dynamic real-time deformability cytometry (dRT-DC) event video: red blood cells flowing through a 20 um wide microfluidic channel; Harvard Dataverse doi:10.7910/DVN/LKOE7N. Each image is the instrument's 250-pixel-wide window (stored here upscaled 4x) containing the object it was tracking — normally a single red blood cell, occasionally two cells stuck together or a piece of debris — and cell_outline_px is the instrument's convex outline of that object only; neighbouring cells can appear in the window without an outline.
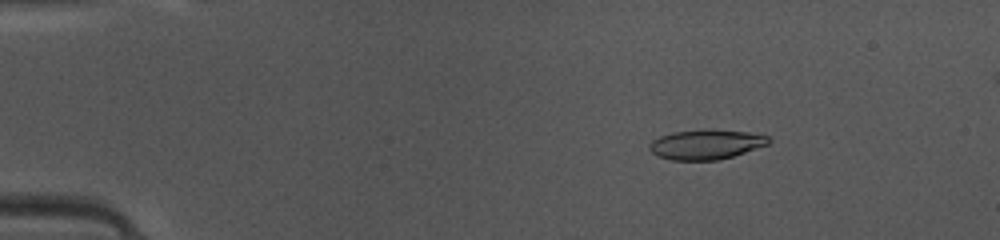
{"species": "common noctule bat (a hibernating species)", "species_latin": "Nyctalus noctula", "temperature_condition": "warm", "stored_images_in_passage": 43, "camera_frame_rate_fps": 3000, "um_per_image_px": 0.085, "animal": {"sex": "female", "body_mass_g": 10.0, "forearm_length_mm": 53.1}, "frame": {"image": 1, "passage_image": 3, "time_ms": 0.667, "image_size_px": [1000, 240], "cell_outline_px": [[772, 140], [768, 144], [720, 160], [672, 160], [656, 156], [648, 148], [648, 144], [652, 140], [660, 136], [672, 132], [708, 128], [712, 128], [760, 132], [768, 136]], "centroid_in_image_um": [60.04, 12.24], "position_along_channel_um": 25.0, "area_um2": 21.33}}
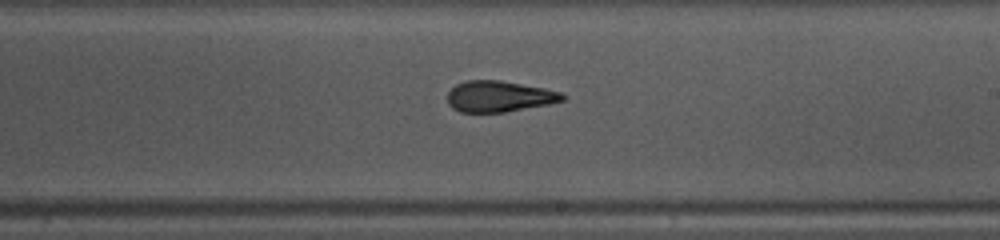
{"frame": {"image": 2, "passage_image": 24, "time_ms": 7.667, "image_size_px": [1000, 240], "cell_outline_px": [[568, 96], [564, 100], [548, 104], [504, 112], [460, 112], [452, 108], [448, 104], [448, 92], [456, 84], [468, 80], [500, 80], [544, 88], [564, 92]], "centroid_in_image_um": [42.45, 8.19], "position_along_channel_um": 246.5, "area_um2": 20.87}}
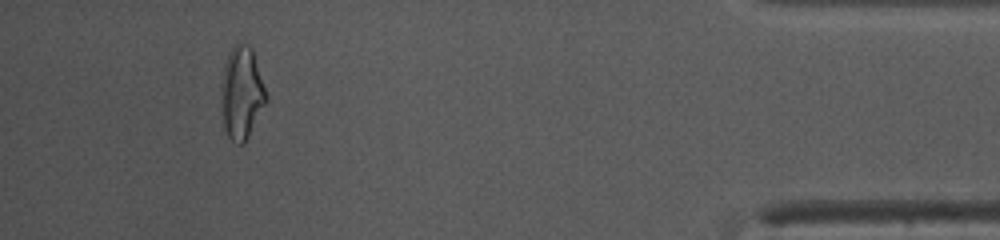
{"frame": {"image": 3, "passage_image": 40, "time_ms": 13.0, "image_size_px": [1000, 240], "cell_outline_px": [[268, 96], [244, 144], [240, 144], [232, 140], [228, 136], [224, 124], [220, 88], [220, 84], [224, 64], [228, 52], [240, 40], [248, 44], [252, 48]], "centroid_in_image_um": [20.52, 7.82], "position_along_channel_um": 414.7, "area_um2": 24.1}, "authors_computed_cell_mechanics": {"area_um2": 21.5594, "velocity_mm_per_s": 4.1643, "shape_relaxation_time_tau1_ms": 7.8988, "shape_relaxation_time_tau2_ms": 2.2446, "deformation_change_tau1": 0.2283, "deformation_change_tau2": 0.1142}}